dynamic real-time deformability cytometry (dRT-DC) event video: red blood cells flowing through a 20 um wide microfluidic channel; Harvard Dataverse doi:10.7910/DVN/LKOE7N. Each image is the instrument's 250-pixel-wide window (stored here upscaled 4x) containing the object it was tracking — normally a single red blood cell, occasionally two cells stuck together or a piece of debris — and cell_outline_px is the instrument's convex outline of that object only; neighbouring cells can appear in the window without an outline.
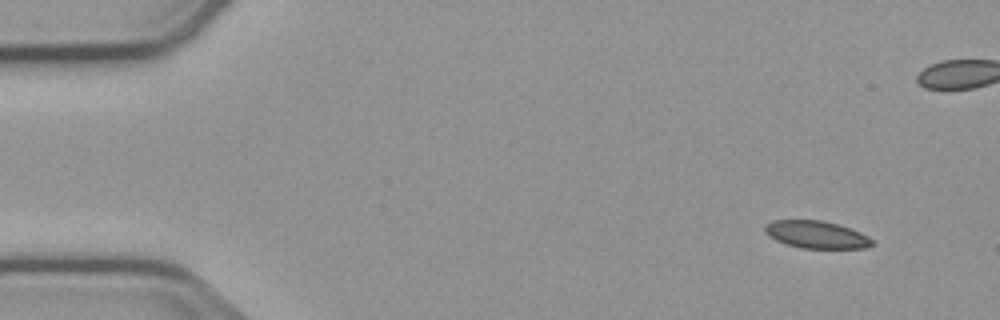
{"species": "common noctule bat (a hibernating species)", "species_latin": "Nyctalus noctula", "temperature_condition": "cold", "stored_images_in_passage": 52, "camera_frame_rate_fps": 3000, "um_per_image_px": 0.085, "animal": {"sex": "male", "body_mass_g": 23.1, "forearm_length_mm": 52.7}, "frame": {"image": 1, "passage_image": 1, "time_ms": 0.0, "image_size_px": [1000, 320], "cell_outline_px": [[876, 244], [864, 248], [800, 248], [784, 244], [768, 236], [764, 232], [764, 224], [772, 220], [820, 220], [836, 224], [860, 232], [868, 236]], "centroid_in_image_um": [69.34, 19.94], "position_along_channel_um": 15.7, "area_um2": 17.22}}
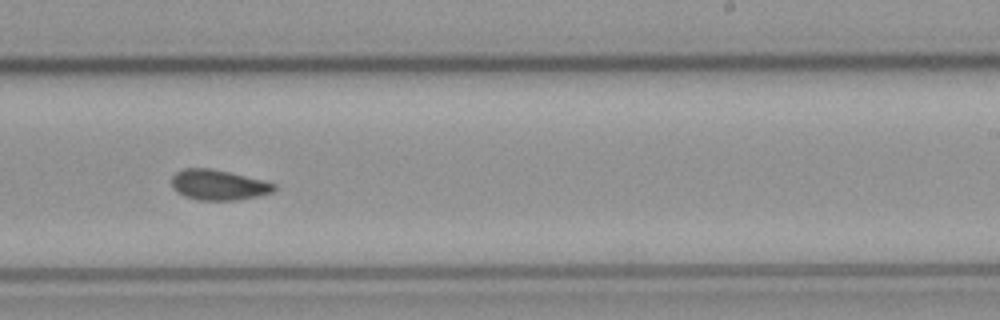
{"frame": {"image": 2, "passage_image": 30, "time_ms": 9.667, "image_size_px": [1000, 320], "cell_outline_px": [[276, 188], [272, 192], [256, 196], [236, 200], [196, 200], [184, 196], [176, 192], [172, 188], [172, 176], [176, 172], [184, 168], [208, 168], [228, 172], [264, 180], [276, 184]], "centroid_in_image_um": [18.53, 15.72], "position_along_channel_um": 270.5, "area_um2": 18.09}}
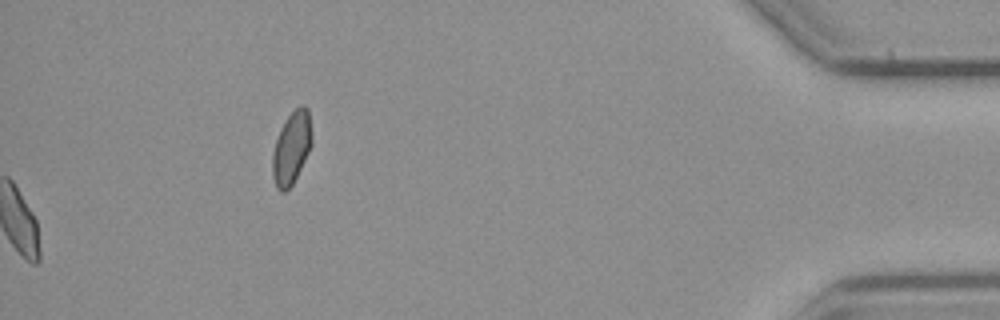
{"frame": {"image": 3, "passage_image": 52, "time_ms": 17.0, "image_size_px": [1000, 320], "cell_outline_px": [[312, 144], [292, 184], [284, 192], [280, 192], [276, 188], [272, 176], [272, 156], [276, 140], [280, 128], [288, 116], [300, 104], [304, 104], [308, 108], [312, 136]], "centroid_in_image_um": [24.77, 12.55], "position_along_channel_um": 410.4, "area_um2": 16.53}, "authors_computed_cell_mechanics": {"area_um2": 17.8602, "velocity_mm_per_s": 3.7365, "shape_relaxation_time_tau1_ms": null, "shape_relaxation_time_tau2_ms": 7.5697, "deformation_change_tau1": null, "deformation_change_tau2": 0.0938}}